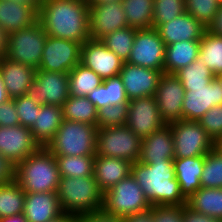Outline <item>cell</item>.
Here are the masks:
<instances>
[{
    "label": "cell",
    "instance_id": "8d00e7d4",
    "mask_svg": "<svg viewBox=\"0 0 222 222\" xmlns=\"http://www.w3.org/2000/svg\"><path fill=\"white\" fill-rule=\"evenodd\" d=\"M60 177L94 176L95 156H55Z\"/></svg>",
    "mask_w": 222,
    "mask_h": 222
},
{
    "label": "cell",
    "instance_id": "db71d44e",
    "mask_svg": "<svg viewBox=\"0 0 222 222\" xmlns=\"http://www.w3.org/2000/svg\"><path fill=\"white\" fill-rule=\"evenodd\" d=\"M15 2H19L22 4H26L32 8H34L37 12L40 11V7L42 5L43 0H12Z\"/></svg>",
    "mask_w": 222,
    "mask_h": 222
},
{
    "label": "cell",
    "instance_id": "91938a15",
    "mask_svg": "<svg viewBox=\"0 0 222 222\" xmlns=\"http://www.w3.org/2000/svg\"><path fill=\"white\" fill-rule=\"evenodd\" d=\"M214 149L222 155V137L215 141Z\"/></svg>",
    "mask_w": 222,
    "mask_h": 222
},
{
    "label": "cell",
    "instance_id": "6da1fadb",
    "mask_svg": "<svg viewBox=\"0 0 222 222\" xmlns=\"http://www.w3.org/2000/svg\"><path fill=\"white\" fill-rule=\"evenodd\" d=\"M38 21L48 36L81 44L91 39L86 0H43Z\"/></svg>",
    "mask_w": 222,
    "mask_h": 222
},
{
    "label": "cell",
    "instance_id": "8fae6325",
    "mask_svg": "<svg viewBox=\"0 0 222 222\" xmlns=\"http://www.w3.org/2000/svg\"><path fill=\"white\" fill-rule=\"evenodd\" d=\"M81 47L79 42L47 35L42 60L37 70L69 73L81 62Z\"/></svg>",
    "mask_w": 222,
    "mask_h": 222
},
{
    "label": "cell",
    "instance_id": "7bdbcfd3",
    "mask_svg": "<svg viewBox=\"0 0 222 222\" xmlns=\"http://www.w3.org/2000/svg\"><path fill=\"white\" fill-rule=\"evenodd\" d=\"M14 104L17 110L20 125L30 128L36 121V117L40 112L41 105L26 95L14 98Z\"/></svg>",
    "mask_w": 222,
    "mask_h": 222
},
{
    "label": "cell",
    "instance_id": "7c38bea8",
    "mask_svg": "<svg viewBox=\"0 0 222 222\" xmlns=\"http://www.w3.org/2000/svg\"><path fill=\"white\" fill-rule=\"evenodd\" d=\"M26 96L40 105L62 106L70 96L68 73L36 70Z\"/></svg>",
    "mask_w": 222,
    "mask_h": 222
},
{
    "label": "cell",
    "instance_id": "e0dca14e",
    "mask_svg": "<svg viewBox=\"0 0 222 222\" xmlns=\"http://www.w3.org/2000/svg\"><path fill=\"white\" fill-rule=\"evenodd\" d=\"M80 63L107 79L118 76L124 62L100 40L89 39L82 44Z\"/></svg>",
    "mask_w": 222,
    "mask_h": 222
},
{
    "label": "cell",
    "instance_id": "f546056e",
    "mask_svg": "<svg viewBox=\"0 0 222 222\" xmlns=\"http://www.w3.org/2000/svg\"><path fill=\"white\" fill-rule=\"evenodd\" d=\"M186 206L192 211L222 220V188H203L192 194Z\"/></svg>",
    "mask_w": 222,
    "mask_h": 222
},
{
    "label": "cell",
    "instance_id": "6f0895ef",
    "mask_svg": "<svg viewBox=\"0 0 222 222\" xmlns=\"http://www.w3.org/2000/svg\"><path fill=\"white\" fill-rule=\"evenodd\" d=\"M50 222H75V216L71 214L63 213L58 218L50 221Z\"/></svg>",
    "mask_w": 222,
    "mask_h": 222
},
{
    "label": "cell",
    "instance_id": "d6a6232c",
    "mask_svg": "<svg viewBox=\"0 0 222 222\" xmlns=\"http://www.w3.org/2000/svg\"><path fill=\"white\" fill-rule=\"evenodd\" d=\"M70 95L86 96L103 83V79L90 68L79 63L69 73Z\"/></svg>",
    "mask_w": 222,
    "mask_h": 222
},
{
    "label": "cell",
    "instance_id": "7dc6e473",
    "mask_svg": "<svg viewBox=\"0 0 222 222\" xmlns=\"http://www.w3.org/2000/svg\"><path fill=\"white\" fill-rule=\"evenodd\" d=\"M20 125L14 99L0 104V127H14Z\"/></svg>",
    "mask_w": 222,
    "mask_h": 222
},
{
    "label": "cell",
    "instance_id": "9c48e42d",
    "mask_svg": "<svg viewBox=\"0 0 222 222\" xmlns=\"http://www.w3.org/2000/svg\"><path fill=\"white\" fill-rule=\"evenodd\" d=\"M170 125L174 139V158L202 156L214 149V140L198 121L182 119Z\"/></svg>",
    "mask_w": 222,
    "mask_h": 222
},
{
    "label": "cell",
    "instance_id": "f1b7e54d",
    "mask_svg": "<svg viewBox=\"0 0 222 222\" xmlns=\"http://www.w3.org/2000/svg\"><path fill=\"white\" fill-rule=\"evenodd\" d=\"M200 41H181L166 45L164 73L174 74L199 58Z\"/></svg>",
    "mask_w": 222,
    "mask_h": 222
},
{
    "label": "cell",
    "instance_id": "cb8c5ba5",
    "mask_svg": "<svg viewBox=\"0 0 222 222\" xmlns=\"http://www.w3.org/2000/svg\"><path fill=\"white\" fill-rule=\"evenodd\" d=\"M130 161L108 156L95 155L94 178L103 193L131 174Z\"/></svg>",
    "mask_w": 222,
    "mask_h": 222
},
{
    "label": "cell",
    "instance_id": "f35d334b",
    "mask_svg": "<svg viewBox=\"0 0 222 222\" xmlns=\"http://www.w3.org/2000/svg\"><path fill=\"white\" fill-rule=\"evenodd\" d=\"M200 182L203 188H222V155L215 149L205 155Z\"/></svg>",
    "mask_w": 222,
    "mask_h": 222
},
{
    "label": "cell",
    "instance_id": "5bb4252c",
    "mask_svg": "<svg viewBox=\"0 0 222 222\" xmlns=\"http://www.w3.org/2000/svg\"><path fill=\"white\" fill-rule=\"evenodd\" d=\"M40 148L29 127H0V154L15 166Z\"/></svg>",
    "mask_w": 222,
    "mask_h": 222
},
{
    "label": "cell",
    "instance_id": "4dcf8cb0",
    "mask_svg": "<svg viewBox=\"0 0 222 222\" xmlns=\"http://www.w3.org/2000/svg\"><path fill=\"white\" fill-rule=\"evenodd\" d=\"M63 119L97 126L98 111L86 96L70 95L62 105Z\"/></svg>",
    "mask_w": 222,
    "mask_h": 222
},
{
    "label": "cell",
    "instance_id": "ffe728a7",
    "mask_svg": "<svg viewBox=\"0 0 222 222\" xmlns=\"http://www.w3.org/2000/svg\"><path fill=\"white\" fill-rule=\"evenodd\" d=\"M165 45L181 41H200L207 28L192 15H182L161 24L157 28Z\"/></svg>",
    "mask_w": 222,
    "mask_h": 222
},
{
    "label": "cell",
    "instance_id": "30bf717a",
    "mask_svg": "<svg viewBox=\"0 0 222 222\" xmlns=\"http://www.w3.org/2000/svg\"><path fill=\"white\" fill-rule=\"evenodd\" d=\"M165 48L157 29H137L127 62L164 73Z\"/></svg>",
    "mask_w": 222,
    "mask_h": 222
},
{
    "label": "cell",
    "instance_id": "ba28073f",
    "mask_svg": "<svg viewBox=\"0 0 222 222\" xmlns=\"http://www.w3.org/2000/svg\"><path fill=\"white\" fill-rule=\"evenodd\" d=\"M103 208L110 214L126 217L150 209L151 204L130 174L104 193Z\"/></svg>",
    "mask_w": 222,
    "mask_h": 222
},
{
    "label": "cell",
    "instance_id": "680465c9",
    "mask_svg": "<svg viewBox=\"0 0 222 222\" xmlns=\"http://www.w3.org/2000/svg\"><path fill=\"white\" fill-rule=\"evenodd\" d=\"M86 1L89 5L111 3V2H122V0H86Z\"/></svg>",
    "mask_w": 222,
    "mask_h": 222
},
{
    "label": "cell",
    "instance_id": "b9f144b4",
    "mask_svg": "<svg viewBox=\"0 0 222 222\" xmlns=\"http://www.w3.org/2000/svg\"><path fill=\"white\" fill-rule=\"evenodd\" d=\"M128 104L109 105L98 110L97 127L124 126L127 122Z\"/></svg>",
    "mask_w": 222,
    "mask_h": 222
},
{
    "label": "cell",
    "instance_id": "c3c4849f",
    "mask_svg": "<svg viewBox=\"0 0 222 222\" xmlns=\"http://www.w3.org/2000/svg\"><path fill=\"white\" fill-rule=\"evenodd\" d=\"M15 180V165L0 154V185L11 183Z\"/></svg>",
    "mask_w": 222,
    "mask_h": 222
},
{
    "label": "cell",
    "instance_id": "681fc988",
    "mask_svg": "<svg viewBox=\"0 0 222 222\" xmlns=\"http://www.w3.org/2000/svg\"><path fill=\"white\" fill-rule=\"evenodd\" d=\"M183 222H222L220 219L212 218L210 216L200 214L192 211L186 205H184L183 210Z\"/></svg>",
    "mask_w": 222,
    "mask_h": 222
},
{
    "label": "cell",
    "instance_id": "f907efd6",
    "mask_svg": "<svg viewBox=\"0 0 222 222\" xmlns=\"http://www.w3.org/2000/svg\"><path fill=\"white\" fill-rule=\"evenodd\" d=\"M207 31L213 35L222 37V4L219 5L218 11L213 21L207 27Z\"/></svg>",
    "mask_w": 222,
    "mask_h": 222
},
{
    "label": "cell",
    "instance_id": "e575fe53",
    "mask_svg": "<svg viewBox=\"0 0 222 222\" xmlns=\"http://www.w3.org/2000/svg\"><path fill=\"white\" fill-rule=\"evenodd\" d=\"M174 75L180 80L185 91H191V88L207 87L215 78L199 58L179 69Z\"/></svg>",
    "mask_w": 222,
    "mask_h": 222
},
{
    "label": "cell",
    "instance_id": "d6986e66",
    "mask_svg": "<svg viewBox=\"0 0 222 222\" xmlns=\"http://www.w3.org/2000/svg\"><path fill=\"white\" fill-rule=\"evenodd\" d=\"M219 104H222V88L214 78L207 87L191 88V91H185L182 118L199 121L209 109Z\"/></svg>",
    "mask_w": 222,
    "mask_h": 222
},
{
    "label": "cell",
    "instance_id": "ee69618b",
    "mask_svg": "<svg viewBox=\"0 0 222 222\" xmlns=\"http://www.w3.org/2000/svg\"><path fill=\"white\" fill-rule=\"evenodd\" d=\"M198 122L214 142L218 140L222 137V104L213 106Z\"/></svg>",
    "mask_w": 222,
    "mask_h": 222
},
{
    "label": "cell",
    "instance_id": "9f6ffc18",
    "mask_svg": "<svg viewBox=\"0 0 222 222\" xmlns=\"http://www.w3.org/2000/svg\"><path fill=\"white\" fill-rule=\"evenodd\" d=\"M0 222H27L23 214L0 218Z\"/></svg>",
    "mask_w": 222,
    "mask_h": 222
},
{
    "label": "cell",
    "instance_id": "7402d4cb",
    "mask_svg": "<svg viewBox=\"0 0 222 222\" xmlns=\"http://www.w3.org/2000/svg\"><path fill=\"white\" fill-rule=\"evenodd\" d=\"M0 72L9 97L14 99L27 94L35 79L36 69L3 57L0 58Z\"/></svg>",
    "mask_w": 222,
    "mask_h": 222
},
{
    "label": "cell",
    "instance_id": "484cf974",
    "mask_svg": "<svg viewBox=\"0 0 222 222\" xmlns=\"http://www.w3.org/2000/svg\"><path fill=\"white\" fill-rule=\"evenodd\" d=\"M204 161L205 155L182 159L174 158L175 177L179 182L180 191L186 199L202 187L200 179Z\"/></svg>",
    "mask_w": 222,
    "mask_h": 222
},
{
    "label": "cell",
    "instance_id": "f6af8a7d",
    "mask_svg": "<svg viewBox=\"0 0 222 222\" xmlns=\"http://www.w3.org/2000/svg\"><path fill=\"white\" fill-rule=\"evenodd\" d=\"M183 206H151L154 222H183Z\"/></svg>",
    "mask_w": 222,
    "mask_h": 222
},
{
    "label": "cell",
    "instance_id": "f5cc1de1",
    "mask_svg": "<svg viewBox=\"0 0 222 222\" xmlns=\"http://www.w3.org/2000/svg\"><path fill=\"white\" fill-rule=\"evenodd\" d=\"M7 42H8V34L2 27H0V58L6 56Z\"/></svg>",
    "mask_w": 222,
    "mask_h": 222
},
{
    "label": "cell",
    "instance_id": "7a4b0ae2",
    "mask_svg": "<svg viewBox=\"0 0 222 222\" xmlns=\"http://www.w3.org/2000/svg\"><path fill=\"white\" fill-rule=\"evenodd\" d=\"M174 159L159 162H135L131 174L136 179L151 206H183L187 199L175 177Z\"/></svg>",
    "mask_w": 222,
    "mask_h": 222
},
{
    "label": "cell",
    "instance_id": "836d02e7",
    "mask_svg": "<svg viewBox=\"0 0 222 222\" xmlns=\"http://www.w3.org/2000/svg\"><path fill=\"white\" fill-rule=\"evenodd\" d=\"M199 59L214 76L222 73V37L205 31L200 40Z\"/></svg>",
    "mask_w": 222,
    "mask_h": 222
},
{
    "label": "cell",
    "instance_id": "44dd1931",
    "mask_svg": "<svg viewBox=\"0 0 222 222\" xmlns=\"http://www.w3.org/2000/svg\"><path fill=\"white\" fill-rule=\"evenodd\" d=\"M27 222H50L63 214L57 192L25 193L22 213Z\"/></svg>",
    "mask_w": 222,
    "mask_h": 222
},
{
    "label": "cell",
    "instance_id": "3957f363",
    "mask_svg": "<svg viewBox=\"0 0 222 222\" xmlns=\"http://www.w3.org/2000/svg\"><path fill=\"white\" fill-rule=\"evenodd\" d=\"M15 181L25 193L57 192L60 173L55 155L41 147L15 166Z\"/></svg>",
    "mask_w": 222,
    "mask_h": 222
},
{
    "label": "cell",
    "instance_id": "d590c367",
    "mask_svg": "<svg viewBox=\"0 0 222 222\" xmlns=\"http://www.w3.org/2000/svg\"><path fill=\"white\" fill-rule=\"evenodd\" d=\"M24 204L25 192L15 180L0 185V218L22 214Z\"/></svg>",
    "mask_w": 222,
    "mask_h": 222
},
{
    "label": "cell",
    "instance_id": "ab89813d",
    "mask_svg": "<svg viewBox=\"0 0 222 222\" xmlns=\"http://www.w3.org/2000/svg\"><path fill=\"white\" fill-rule=\"evenodd\" d=\"M186 12L185 0H154L152 28L157 29L161 24Z\"/></svg>",
    "mask_w": 222,
    "mask_h": 222
},
{
    "label": "cell",
    "instance_id": "60d3db41",
    "mask_svg": "<svg viewBox=\"0 0 222 222\" xmlns=\"http://www.w3.org/2000/svg\"><path fill=\"white\" fill-rule=\"evenodd\" d=\"M219 5L218 0H185L186 12L206 28L213 21Z\"/></svg>",
    "mask_w": 222,
    "mask_h": 222
},
{
    "label": "cell",
    "instance_id": "9a60e30c",
    "mask_svg": "<svg viewBox=\"0 0 222 222\" xmlns=\"http://www.w3.org/2000/svg\"><path fill=\"white\" fill-rule=\"evenodd\" d=\"M185 89L174 74L163 73L158 83L155 99L161 118L166 124L182 120Z\"/></svg>",
    "mask_w": 222,
    "mask_h": 222
},
{
    "label": "cell",
    "instance_id": "2e32d148",
    "mask_svg": "<svg viewBox=\"0 0 222 222\" xmlns=\"http://www.w3.org/2000/svg\"><path fill=\"white\" fill-rule=\"evenodd\" d=\"M128 27L122 2L89 5V34L92 40H101L107 34Z\"/></svg>",
    "mask_w": 222,
    "mask_h": 222
},
{
    "label": "cell",
    "instance_id": "4fadbf2b",
    "mask_svg": "<svg viewBox=\"0 0 222 222\" xmlns=\"http://www.w3.org/2000/svg\"><path fill=\"white\" fill-rule=\"evenodd\" d=\"M166 123L161 118L155 96L129 100L126 126L142 139Z\"/></svg>",
    "mask_w": 222,
    "mask_h": 222
},
{
    "label": "cell",
    "instance_id": "74e56055",
    "mask_svg": "<svg viewBox=\"0 0 222 222\" xmlns=\"http://www.w3.org/2000/svg\"><path fill=\"white\" fill-rule=\"evenodd\" d=\"M136 28L126 27L107 34L100 41L113 51L123 62H127L133 47Z\"/></svg>",
    "mask_w": 222,
    "mask_h": 222
},
{
    "label": "cell",
    "instance_id": "5b68a950",
    "mask_svg": "<svg viewBox=\"0 0 222 222\" xmlns=\"http://www.w3.org/2000/svg\"><path fill=\"white\" fill-rule=\"evenodd\" d=\"M98 127L63 119L47 149L55 156H95Z\"/></svg>",
    "mask_w": 222,
    "mask_h": 222
},
{
    "label": "cell",
    "instance_id": "bcb514c9",
    "mask_svg": "<svg viewBox=\"0 0 222 222\" xmlns=\"http://www.w3.org/2000/svg\"><path fill=\"white\" fill-rule=\"evenodd\" d=\"M75 222H125L124 217L110 214L104 208L75 216Z\"/></svg>",
    "mask_w": 222,
    "mask_h": 222
},
{
    "label": "cell",
    "instance_id": "277c9868",
    "mask_svg": "<svg viewBox=\"0 0 222 222\" xmlns=\"http://www.w3.org/2000/svg\"><path fill=\"white\" fill-rule=\"evenodd\" d=\"M57 196L66 214L77 216L103 208L104 193L94 176L60 177Z\"/></svg>",
    "mask_w": 222,
    "mask_h": 222
},
{
    "label": "cell",
    "instance_id": "83f0119b",
    "mask_svg": "<svg viewBox=\"0 0 222 222\" xmlns=\"http://www.w3.org/2000/svg\"><path fill=\"white\" fill-rule=\"evenodd\" d=\"M87 98L95 105L97 111L105 106L128 104L129 102L123 81L119 75L103 79V83L93 89L87 95Z\"/></svg>",
    "mask_w": 222,
    "mask_h": 222
},
{
    "label": "cell",
    "instance_id": "4316f807",
    "mask_svg": "<svg viewBox=\"0 0 222 222\" xmlns=\"http://www.w3.org/2000/svg\"><path fill=\"white\" fill-rule=\"evenodd\" d=\"M63 121L62 106L41 105L35 123L30 127L40 147H47Z\"/></svg>",
    "mask_w": 222,
    "mask_h": 222
},
{
    "label": "cell",
    "instance_id": "11a10c76",
    "mask_svg": "<svg viewBox=\"0 0 222 222\" xmlns=\"http://www.w3.org/2000/svg\"><path fill=\"white\" fill-rule=\"evenodd\" d=\"M9 99H11L7 93V90L4 86V82H3V79H2V75H1V72H0V104L8 101Z\"/></svg>",
    "mask_w": 222,
    "mask_h": 222
},
{
    "label": "cell",
    "instance_id": "94428289",
    "mask_svg": "<svg viewBox=\"0 0 222 222\" xmlns=\"http://www.w3.org/2000/svg\"><path fill=\"white\" fill-rule=\"evenodd\" d=\"M215 79L219 82V84L221 85V88H222V73L215 76Z\"/></svg>",
    "mask_w": 222,
    "mask_h": 222
},
{
    "label": "cell",
    "instance_id": "816d5d0a",
    "mask_svg": "<svg viewBox=\"0 0 222 222\" xmlns=\"http://www.w3.org/2000/svg\"><path fill=\"white\" fill-rule=\"evenodd\" d=\"M124 219H125V222H154L151 208L143 212L126 216L124 217Z\"/></svg>",
    "mask_w": 222,
    "mask_h": 222
},
{
    "label": "cell",
    "instance_id": "8992f818",
    "mask_svg": "<svg viewBox=\"0 0 222 222\" xmlns=\"http://www.w3.org/2000/svg\"><path fill=\"white\" fill-rule=\"evenodd\" d=\"M142 138L128 126L98 128L96 155L124 159L135 163L139 160Z\"/></svg>",
    "mask_w": 222,
    "mask_h": 222
},
{
    "label": "cell",
    "instance_id": "603a6c76",
    "mask_svg": "<svg viewBox=\"0 0 222 222\" xmlns=\"http://www.w3.org/2000/svg\"><path fill=\"white\" fill-rule=\"evenodd\" d=\"M174 159V139L170 124H165L142 139L139 162H159Z\"/></svg>",
    "mask_w": 222,
    "mask_h": 222
},
{
    "label": "cell",
    "instance_id": "52a82bcc",
    "mask_svg": "<svg viewBox=\"0 0 222 222\" xmlns=\"http://www.w3.org/2000/svg\"><path fill=\"white\" fill-rule=\"evenodd\" d=\"M47 39L39 21L30 27L8 34L6 58L39 69Z\"/></svg>",
    "mask_w": 222,
    "mask_h": 222
},
{
    "label": "cell",
    "instance_id": "d4e9b609",
    "mask_svg": "<svg viewBox=\"0 0 222 222\" xmlns=\"http://www.w3.org/2000/svg\"><path fill=\"white\" fill-rule=\"evenodd\" d=\"M38 21V12L26 5L12 0H0V27L7 34L30 27Z\"/></svg>",
    "mask_w": 222,
    "mask_h": 222
},
{
    "label": "cell",
    "instance_id": "1f68e13d",
    "mask_svg": "<svg viewBox=\"0 0 222 222\" xmlns=\"http://www.w3.org/2000/svg\"><path fill=\"white\" fill-rule=\"evenodd\" d=\"M122 7L129 27L152 28L154 0H122Z\"/></svg>",
    "mask_w": 222,
    "mask_h": 222
},
{
    "label": "cell",
    "instance_id": "ac0fdd59",
    "mask_svg": "<svg viewBox=\"0 0 222 222\" xmlns=\"http://www.w3.org/2000/svg\"><path fill=\"white\" fill-rule=\"evenodd\" d=\"M162 71L124 62L119 76L123 81L128 100L155 96Z\"/></svg>",
    "mask_w": 222,
    "mask_h": 222
}]
</instances>
